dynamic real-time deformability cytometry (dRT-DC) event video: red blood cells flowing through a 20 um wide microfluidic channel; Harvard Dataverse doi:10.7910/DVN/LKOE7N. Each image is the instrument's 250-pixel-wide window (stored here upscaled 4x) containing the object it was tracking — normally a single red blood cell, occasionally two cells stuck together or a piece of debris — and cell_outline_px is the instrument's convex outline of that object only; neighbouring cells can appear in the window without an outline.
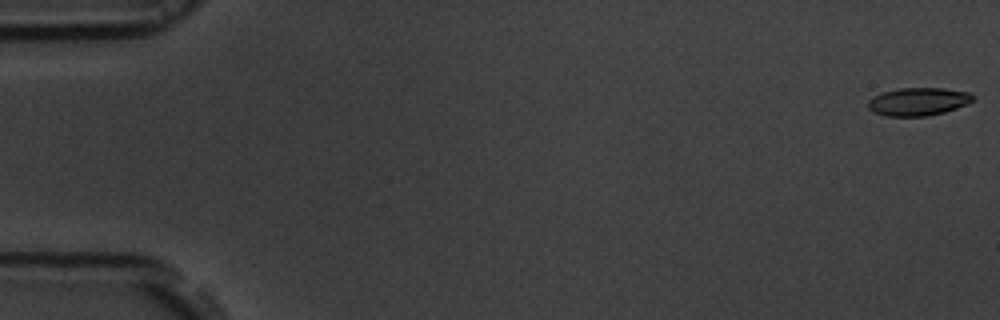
{"species": "common noctule bat (a hibernating species)", "species_latin": "Nyctalus noctula", "temperature_condition": "room temperature", "stored_images_in_passage": 55, "segment_of_instrument_passage": [1, 2], "camera_frame_rate_fps": 3000, "um_per_image_px": 0.085, "animal": {"sex": "male", "body_mass_g": 19.5, "forearm_length_mm": 54.6}, "frame": {"image": 1, "passage_image": 1, "time_ms": 0.0, "image_size_px": [1000, 320], "cell_outline_px": [[972, 100], [956, 108], [944, 112], [928, 116], [888, 116], [876, 112], [868, 108], [868, 100], [884, 92], [900, 88], [944, 88], [972, 92]], "centroid_in_image_um": [78.06, 8.63], "position_along_channel_um": 6.9, "area_um2": 16.82}}
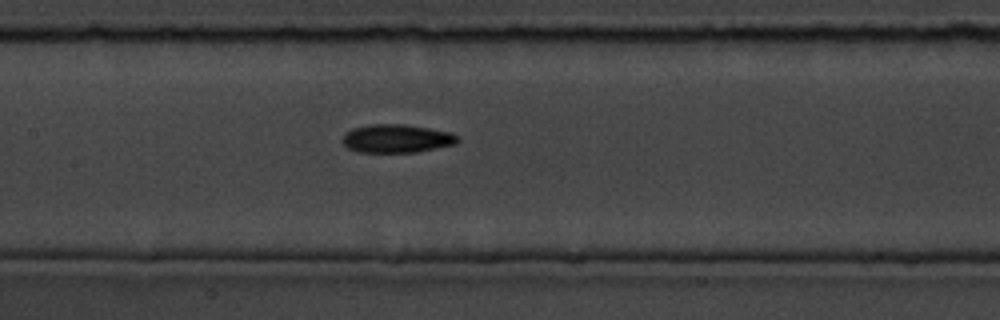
{"frame": {"image": 2, "passage_image": 26, "time_ms": 8.333, "image_size_px": [1000, 320], "cell_outline_px": [[460, 140], [456, 144], [416, 152], [356, 152], [348, 148], [344, 144], [344, 132], [352, 128], [372, 124], [404, 124], [452, 132], [460, 136]], "centroid_in_image_um": [33.75, 11.77], "position_along_channel_um": 173.7, "area_um2": 19.13}}
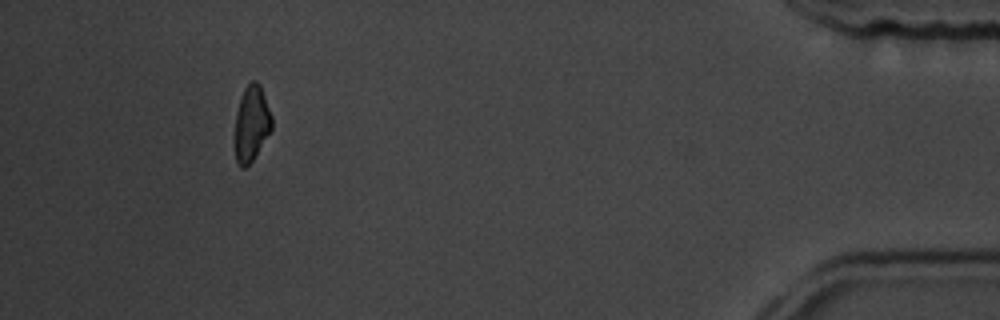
{"frame": {"image": 3, "passage_image": 50, "time_ms": 16.333, "image_size_px": [1000, 320], "cell_outline_px": [[272, 128], [252, 160], [244, 168], [240, 168], [236, 160], [232, 144], [236, 112], [244, 88], [252, 80], [256, 80], [260, 84], [272, 116]], "centroid_in_image_um": [21.33, 10.52], "position_along_channel_um": 413.9, "area_um2": 16.59}}